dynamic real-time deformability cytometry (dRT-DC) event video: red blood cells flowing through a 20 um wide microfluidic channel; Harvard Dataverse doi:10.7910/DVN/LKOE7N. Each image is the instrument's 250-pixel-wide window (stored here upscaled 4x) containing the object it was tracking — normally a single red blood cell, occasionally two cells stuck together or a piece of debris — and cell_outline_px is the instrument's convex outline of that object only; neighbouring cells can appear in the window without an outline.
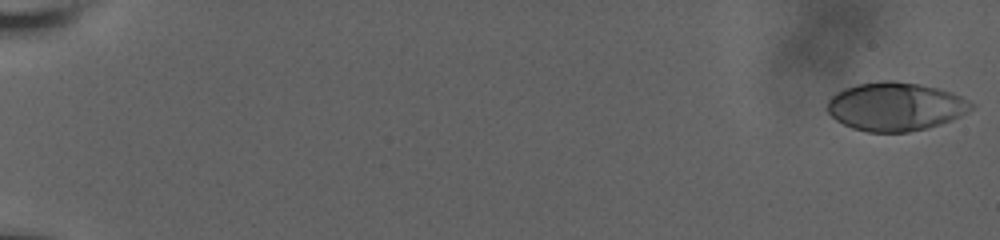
{"species": "human", "species_latin": "Homo sapiens", "temperature_condition": "room temperature", "stored_images_in_passage": 60, "camera_frame_rate_fps": 3000, "um_per_image_px": 0.085, "donor": {"sex": "male"}, "frame": {"image": 1, "passage_image": 1, "time_ms": 0.0, "image_size_px": [1000, 240], "cell_outline_px": [[976, 104], [968, 112], [952, 120], [928, 128], [908, 132], [868, 132], [852, 128], [836, 120], [824, 108], [828, 100], [836, 92], [844, 88], [856, 84], [884, 80], [892, 80], [920, 84], [952, 92]], "centroid_in_image_um": [76.1, 9.05], "position_along_channel_um": 8.9, "area_um2": 40.98}}
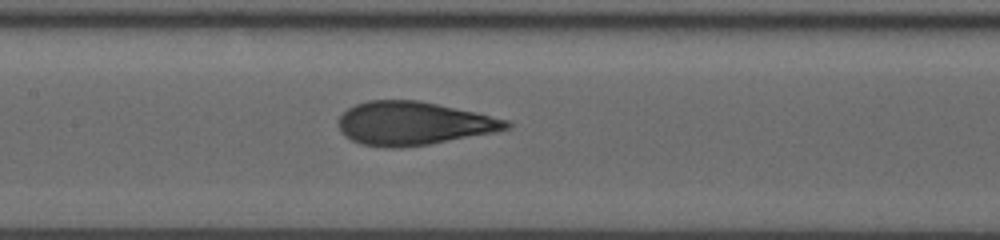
{"frame": {"image": 2, "passage_image": 32, "time_ms": 10.333, "image_size_px": [1000, 240], "cell_outline_px": [[512, 124], [508, 128], [496, 132], [428, 144], [400, 148], [384, 148], [360, 144], [344, 136], [340, 132], [336, 124], [336, 120], [348, 108], [356, 104], [368, 100], [416, 100], [476, 112], [508, 120]], "centroid_in_image_um": [35.08, 10.5], "position_along_channel_um": 172.3, "area_um2": 42.6}}
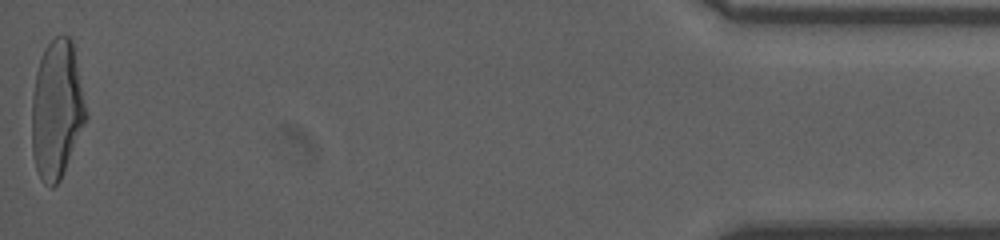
{"frame": {"image": 3, "passage_image": 60, "time_ms": 19.667, "image_size_px": [1000, 240], "cell_outline_px": [[88, 116], [60, 180], [52, 188], [44, 184], [36, 168], [32, 152], [32, 100], [36, 72], [44, 48], [56, 36], [72, 36], [88, 112]], "centroid_in_image_um": [4.84, 9.28], "position_along_channel_um": 430.4, "area_um2": 43.81}, "authors_computed_cell_mechanics": {"area_um2": 42.0206, "velocity_mm_per_s": 3.6726, "shape_relaxation_time_tau1_ms": 4.6352, "shape_relaxation_time_tau2_ms": 0.832, "deformation_change_tau1": 0.2186, "deformation_change_tau2": 0.0732}}